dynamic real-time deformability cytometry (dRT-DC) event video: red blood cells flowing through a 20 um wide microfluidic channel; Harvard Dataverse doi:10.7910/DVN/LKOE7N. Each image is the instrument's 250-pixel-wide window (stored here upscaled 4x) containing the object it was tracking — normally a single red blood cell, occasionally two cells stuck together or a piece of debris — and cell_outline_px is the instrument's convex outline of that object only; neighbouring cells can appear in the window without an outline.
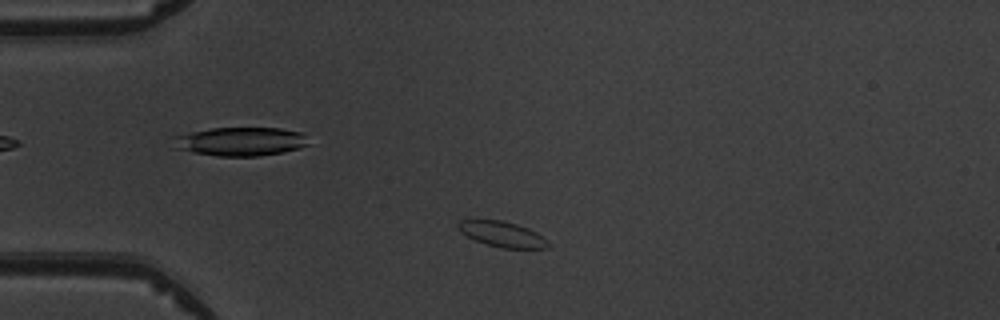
{"species": "common noctule bat (a hibernating species)", "species_latin": "Nyctalus noctula", "temperature_condition": "warm", "stored_images_in_passage": 10, "camera_frame_rate_fps": 3000, "um_per_image_px": 0.085, "animal": {"sex": "male", "body_mass_g": 19.5, "forearm_length_mm": 54.6}, "frame": {"image": 1, "passage_image": 3, "time_ms": 3.0, "image_size_px": [1000, 320], "cell_outline_px": [[552, 244], [548, 248], [500, 248], [476, 240], [460, 232], [456, 228], [456, 224], [460, 220], [504, 220], [528, 228], [536, 232]], "centroid_in_image_um": [42.69, 19.9], "position_along_channel_um": 42.3, "area_um2": 13.35}}
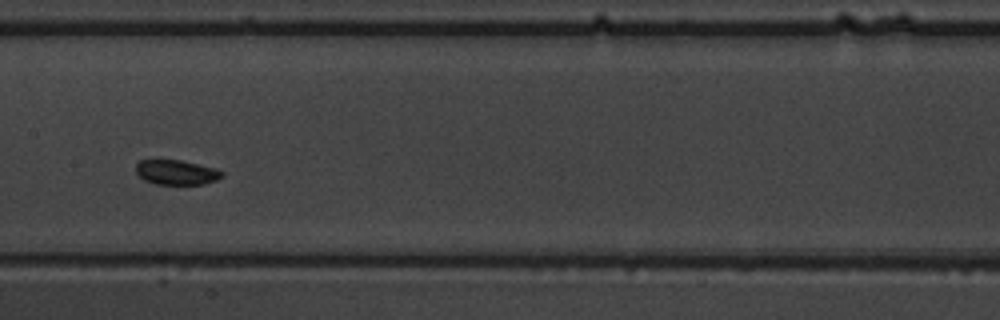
{"frame": {"image": 2, "passage_image": 7, "time_ms": 7.667, "image_size_px": [1000, 320], "cell_outline_px": [[224, 176], [216, 180], [204, 184], [156, 184], [144, 180], [136, 172], [136, 164], [140, 160], [156, 156], [180, 160], [216, 168], [224, 172]], "centroid_in_image_um": [14.95, 14.6], "position_along_channel_um": 192.4, "area_um2": 13.01}}
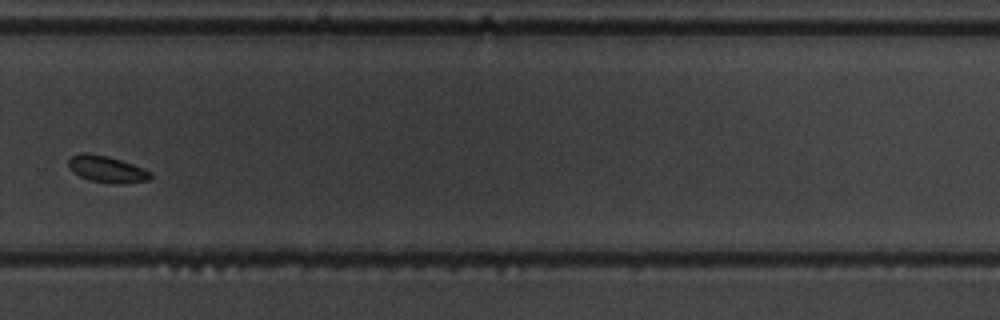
{"frame": {"image": 3, "passage_image": 10, "time_ms": 11.0, "image_size_px": [1000, 320], "cell_outline_px": [[152, 176], [148, 180], [120, 184], [116, 184], [88, 180], [72, 172], [68, 164], [68, 160], [72, 156], [80, 152], [88, 152], [108, 156], [144, 168], [152, 172]], "centroid_in_image_um": [9.07, 14.37], "position_along_channel_um": 320.7, "area_um2": 12.83}}